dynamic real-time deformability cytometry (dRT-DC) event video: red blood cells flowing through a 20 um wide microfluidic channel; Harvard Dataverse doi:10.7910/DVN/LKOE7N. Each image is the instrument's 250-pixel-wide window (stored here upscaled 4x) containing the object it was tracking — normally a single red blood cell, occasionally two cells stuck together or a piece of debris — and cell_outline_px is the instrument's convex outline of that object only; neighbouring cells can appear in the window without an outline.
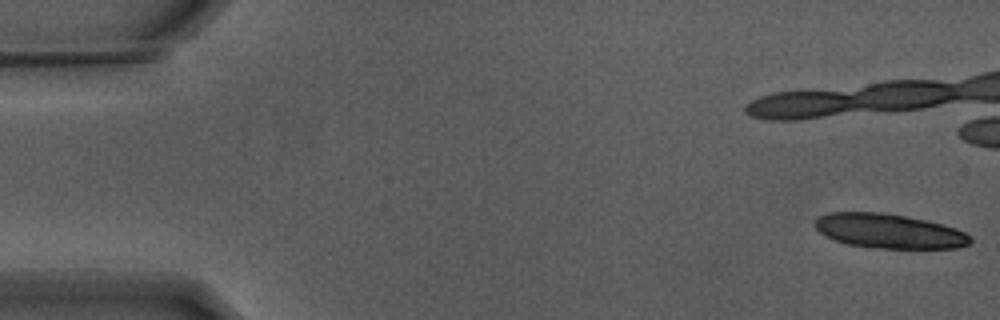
{"species": "Egyptian fruit bat (a non-hibernating species)", "species_latin": "Rousettus aegyptiacus", "temperature_condition": "warm", "stored_images_in_passage": 16, "camera_frame_rate_fps": 3000, "um_per_image_px": 0.085, "animal": {"sex": "male"}, "frame": {"image": 1, "passage_image": 1, "time_ms": 0.0, "image_size_px": [1000, 320], "cell_outline_px": [[972, 240], [968, 244], [956, 248], [876, 248], [848, 244], [832, 240], [824, 236], [816, 228], [816, 220], [820, 216], [828, 212], [880, 212], [928, 220], [944, 224], [956, 228], [972, 236]], "centroid_in_image_um": [75.58, 19.64], "position_along_channel_um": 9.4, "area_um2": 31.27}}